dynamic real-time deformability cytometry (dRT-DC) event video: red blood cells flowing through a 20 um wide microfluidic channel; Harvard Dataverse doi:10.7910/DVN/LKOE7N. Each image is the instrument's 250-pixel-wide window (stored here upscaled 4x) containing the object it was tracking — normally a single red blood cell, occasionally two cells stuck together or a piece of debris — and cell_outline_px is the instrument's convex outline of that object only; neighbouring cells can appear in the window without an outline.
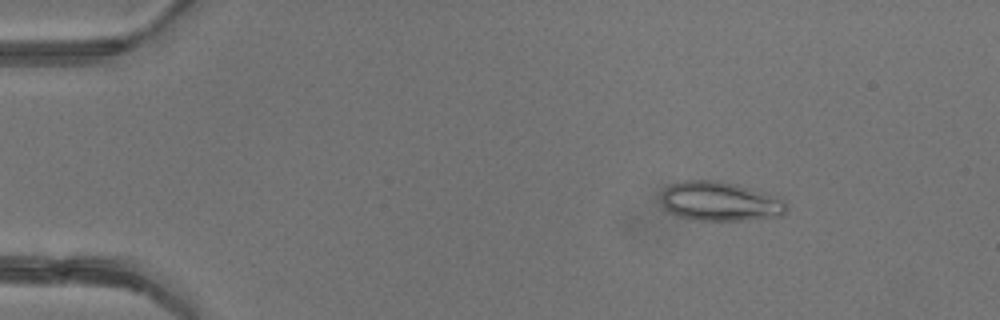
{"species": "common noctule bat (a hibernating species)", "species_latin": "Nyctalus noctula", "temperature_condition": "warm", "stored_images_in_passage": 4, "camera_frame_rate_fps": 3000, "um_per_image_px": 0.085, "animal": {"sex": "female"}, "frame": {"image": 1, "passage_image": 2, "time_ms": 2.0, "image_size_px": [1000, 320], "cell_outline_px": [[788, 212], [780, 216], [740, 220], [700, 220], [680, 216], [664, 208], [664, 188], [668, 184], [684, 180], [716, 180], [736, 184], [780, 196], [788, 204]], "centroid_in_image_um": [61.29, 17.1], "position_along_channel_um": 23.7, "area_um2": 28.67}}